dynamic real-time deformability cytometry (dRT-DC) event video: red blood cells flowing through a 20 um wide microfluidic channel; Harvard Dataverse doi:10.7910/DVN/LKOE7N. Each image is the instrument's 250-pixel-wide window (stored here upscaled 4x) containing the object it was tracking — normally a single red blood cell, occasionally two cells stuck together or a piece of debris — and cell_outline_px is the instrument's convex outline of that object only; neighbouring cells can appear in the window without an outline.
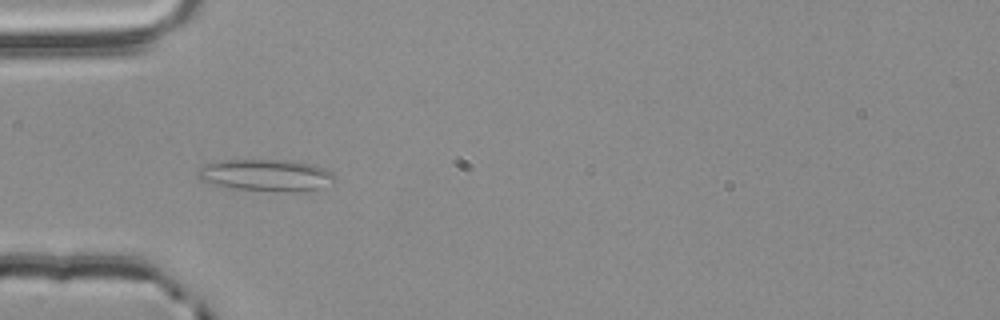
{"species": "common noctule bat (a hibernating species)", "species_latin": "Nyctalus noctula", "temperature_condition": "room temperature", "stored_images_in_passage": 37, "camera_frame_rate_fps": 3000, "um_per_image_px": 0.085, "animal": {"sex": "male", "body_mass_g": 20.4}, "frame": {"image": 1, "passage_image": 4, "time_ms": 1.0, "image_size_px": [1000, 320], "cell_outline_px": [[336, 180], [320, 188], [288, 192], [276, 192], [236, 188], [216, 184], [200, 180], [196, 176], [196, 172], [200, 168], [208, 164], [224, 160], [292, 160], [312, 164], [324, 168], [332, 172], [336, 176]], "centroid_in_image_um": [22.65, 14.89], "position_along_channel_um": 62.3, "area_um2": 25.32}}
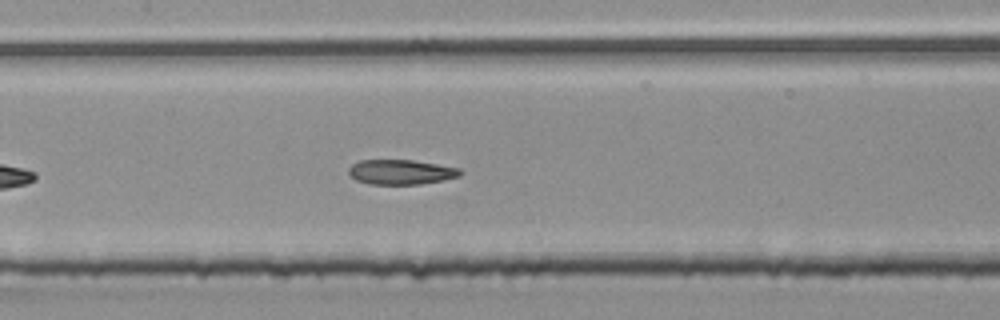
{"frame": {"image": 2, "passage_image": 13, "time_ms": 4.0, "image_size_px": [1000, 320], "cell_outline_px": [[460, 176], [420, 184], [372, 184], [356, 180], [348, 172], [348, 168], [352, 164], [360, 160], [412, 160], [460, 168]], "centroid_in_image_um": [34.04, 14.61], "position_along_channel_um": 173.4, "area_um2": 15.9}}
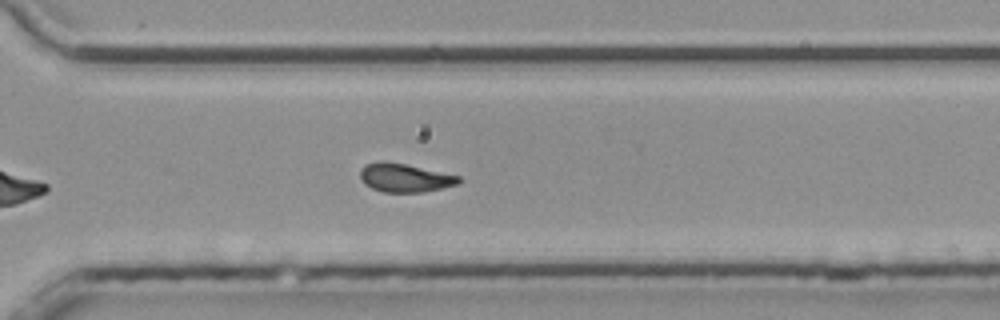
{"frame": {"image": 3, "passage_image": 26, "time_ms": 8.333, "image_size_px": [1000, 320], "cell_outline_px": [[460, 180], [456, 184], [424, 192], [384, 192], [372, 188], [364, 184], [360, 180], [360, 168], [364, 164], [380, 160], [384, 160], [404, 164], [460, 176]], "centroid_in_image_um": [34.32, 15.1], "position_along_channel_um": 336.3, "area_um2": 16.36}, "authors_computed_cell_mechanics": {"area_um2": 16.8776, "velocity_mm_per_s": 3.7704, "shape_relaxation_time_tau1_ms": 9.5135, "shape_relaxation_time_tau2_ms": 2.4104, "deformation_change_tau1": 0.216, "deformation_change_tau2": 0.0901}}